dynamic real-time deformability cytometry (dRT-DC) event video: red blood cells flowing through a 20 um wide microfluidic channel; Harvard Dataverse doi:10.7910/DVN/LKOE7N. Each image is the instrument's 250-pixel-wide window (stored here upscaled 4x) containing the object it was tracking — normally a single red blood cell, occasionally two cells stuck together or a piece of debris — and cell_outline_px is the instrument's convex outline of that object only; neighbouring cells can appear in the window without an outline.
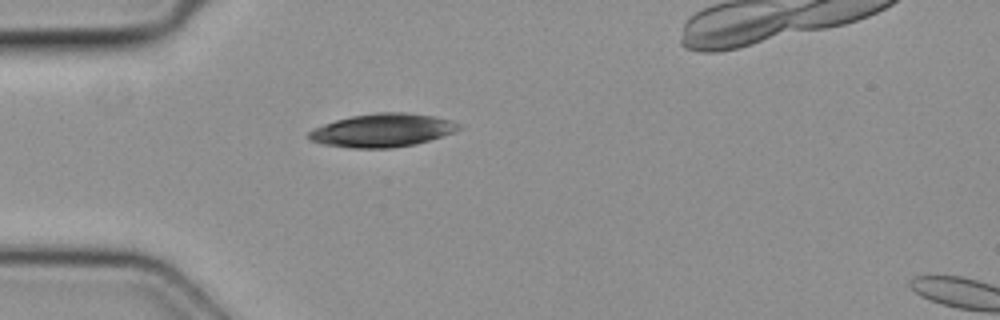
{"species": "common noctule bat (a hibernating species)", "species_latin": "Nyctalus noctula", "temperature_condition": "cold", "stored_images_in_passage": 29, "camera_frame_rate_fps": 3000, "um_per_image_px": 0.085, "animal": {"sex": "female", "body_mass_g": 19.3, "forearm_length_mm": 54.1}, "frame": {"image": 1, "passage_image": 1, "time_ms": 0.0, "image_size_px": [1000, 320], "cell_outline_px": [[460, 128], [452, 132], [416, 144], [392, 148], [352, 148], [324, 144], [308, 140], [308, 132], [312, 128], [336, 120], [352, 116], [376, 112], [404, 112], [432, 116], [452, 120], [460, 124]], "centroid_in_image_um": [32.46, 11.07], "position_along_channel_um": 52.5, "area_um2": 28.96}}
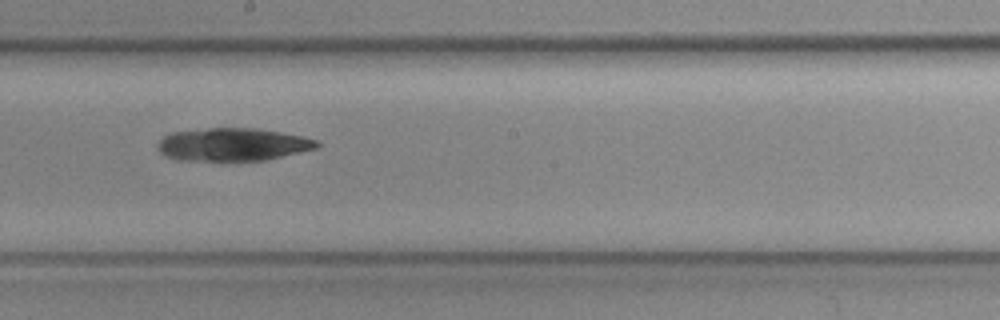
{"frame": {"image": 2, "passage_image": 14, "time_ms": 4.333, "image_size_px": [1000, 320], "cell_outline_px": [[320, 144], [316, 148], [300, 152], [264, 160], [176, 160], [164, 156], [156, 148], [156, 144], [164, 136], [172, 132], [208, 128], [256, 128], [280, 132], [320, 140]], "centroid_in_image_um": [19.75, 12.28], "position_along_channel_um": 228.5, "area_um2": 30.46}}
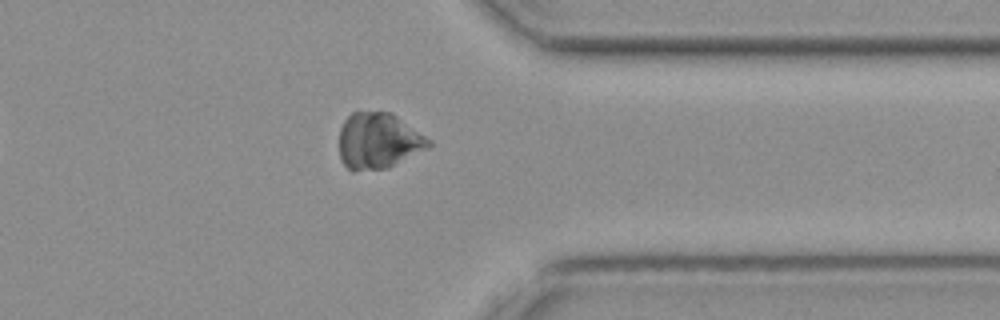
{"frame": {"image": 3, "passage_image": 25, "time_ms": 8.0, "image_size_px": [1000, 320], "cell_outline_px": [[432, 144], [428, 148], [388, 168], [352, 172], [340, 160], [340, 128], [344, 120], [352, 112], [392, 112], [432, 140]], "centroid_in_image_um": [32.17, 11.98], "position_along_channel_um": 379.2, "area_um2": 29.42}}